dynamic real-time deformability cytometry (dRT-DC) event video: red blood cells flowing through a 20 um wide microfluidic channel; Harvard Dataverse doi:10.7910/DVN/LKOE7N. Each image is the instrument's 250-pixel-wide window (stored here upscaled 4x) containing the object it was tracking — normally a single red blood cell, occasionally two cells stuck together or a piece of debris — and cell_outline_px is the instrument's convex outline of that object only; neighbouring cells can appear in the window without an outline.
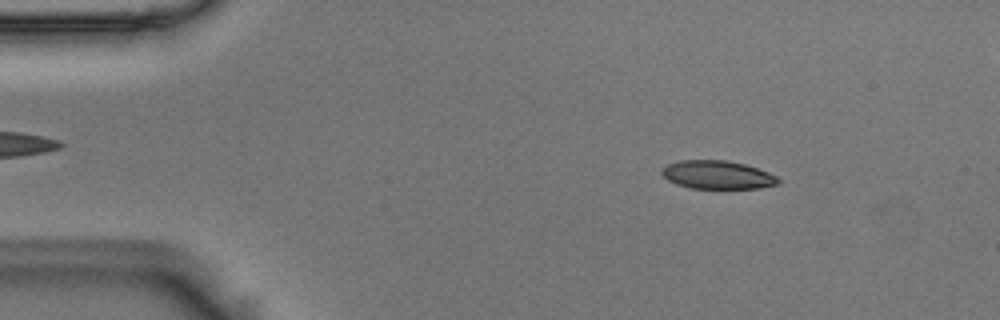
{"species": "Egyptian fruit bat (a non-hibernating species)", "species_latin": "Rousettus aegyptiacus", "temperature_condition": "room temperature", "stored_images_in_passage": 5, "segment_of_instrument_passage": [1, 2], "camera_frame_rate_fps": 3000, "um_per_image_px": 0.085, "animal": {"sex": "male"}, "frame": {"image": 1, "passage_image": 2, "time_ms": 0.333, "image_size_px": [1000, 320], "cell_outline_px": [[780, 184], [760, 188], [692, 188], [676, 184], [668, 180], [660, 172], [668, 164], [680, 160], [728, 160], [744, 164], [768, 172], [776, 176], [780, 180]], "centroid_in_image_um": [61.0, 14.86], "position_along_channel_um": 24.0, "area_um2": 19.13}}